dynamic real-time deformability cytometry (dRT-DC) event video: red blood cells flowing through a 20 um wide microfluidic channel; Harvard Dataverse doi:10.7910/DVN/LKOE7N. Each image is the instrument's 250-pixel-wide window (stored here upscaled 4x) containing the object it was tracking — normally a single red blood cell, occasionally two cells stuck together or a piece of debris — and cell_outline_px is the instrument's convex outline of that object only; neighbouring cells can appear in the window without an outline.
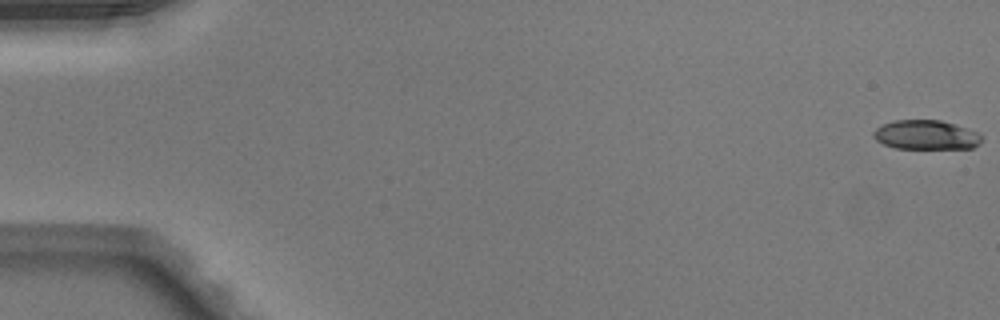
{"species": "Egyptian fruit bat (a non-hibernating species)", "species_latin": "Rousettus aegyptiacus", "temperature_condition": "warm", "stored_images_in_passage": 51, "camera_frame_rate_fps": 3000, "um_per_image_px": 0.085, "animal": {"sex": "male"}, "frame": {"image": 1, "passage_image": 1, "time_ms": 0.0, "image_size_px": [1000, 320], "cell_outline_px": [[984, 140], [980, 144], [972, 148], [896, 148], [884, 144], [876, 140], [872, 136], [872, 132], [876, 128], [884, 124], [896, 120], [940, 120], [956, 124], [980, 132], [984, 136]], "centroid_in_image_um": [78.78, 11.46], "position_along_channel_um": 6.2, "area_um2": 18.73}}
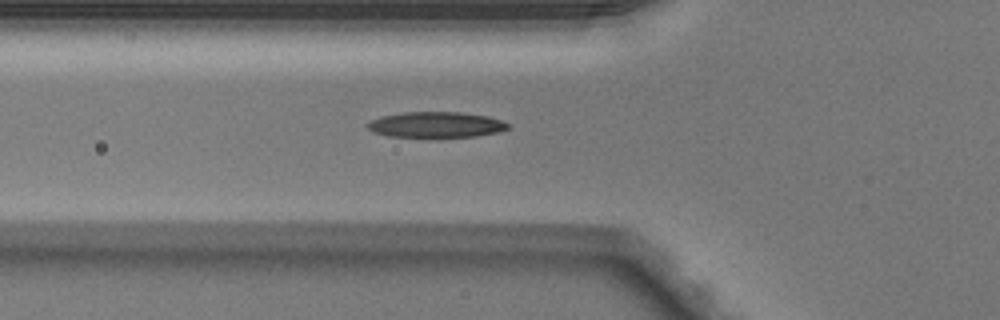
{"frame": {"image": 2, "passage_image": 19, "time_ms": 6.0, "image_size_px": [1000, 320], "cell_outline_px": [[508, 128], [496, 132], [476, 136], [388, 136], [372, 132], [368, 128], [368, 124], [372, 120], [380, 116], [404, 112], [460, 112], [488, 116], [500, 120], [508, 124]], "centroid_in_image_um": [37.03, 10.58], "position_along_channel_um": 88.8, "area_um2": 20.58}}
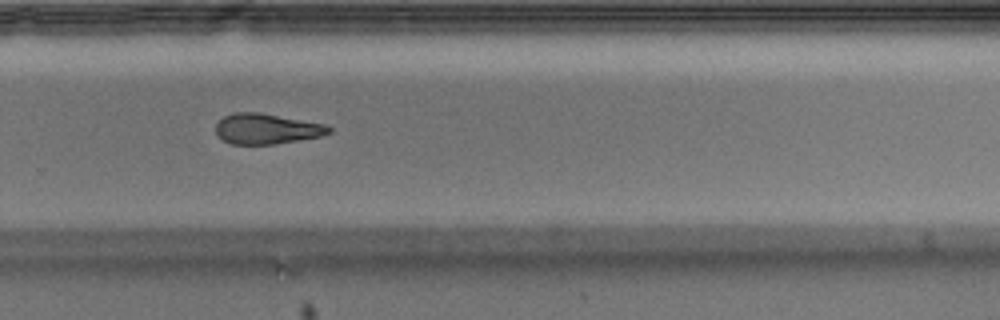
{"frame": {"image": 3, "passage_image": 35, "time_ms": 11.333, "image_size_px": [1000, 320], "cell_outline_px": [[332, 132], [320, 136], [276, 144], [232, 144], [224, 140], [216, 132], [216, 124], [224, 116], [236, 112], [260, 112], [324, 124], [332, 128]], "centroid_in_image_um": [22.67, 10.94], "position_along_channel_um": 307.1, "area_um2": 19.88}}